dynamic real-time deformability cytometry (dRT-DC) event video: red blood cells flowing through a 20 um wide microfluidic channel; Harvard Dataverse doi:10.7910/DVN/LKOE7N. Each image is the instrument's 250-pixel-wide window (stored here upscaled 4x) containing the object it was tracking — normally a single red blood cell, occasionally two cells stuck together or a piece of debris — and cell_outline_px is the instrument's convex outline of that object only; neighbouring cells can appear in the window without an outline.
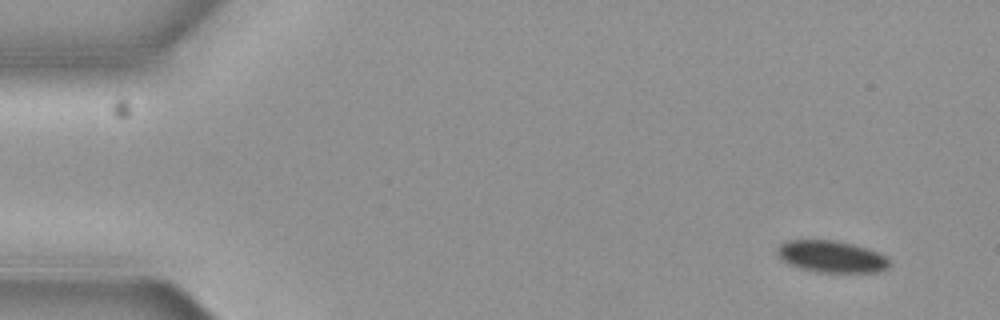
{"species": "common noctule bat (a hibernating species)", "species_latin": "Nyctalus noctula", "temperature_condition": "cold", "stored_images_in_passage": 7, "camera_frame_rate_fps": 3000, "um_per_image_px": 0.085, "animal": {"sex": "female", "body_mass_g": 19.3, "forearm_length_mm": 54.1}, "frame": {"image": 1, "passage_image": 1, "time_ms": 0.0, "image_size_px": [1000, 320], "cell_outline_px": [[892, 264], [888, 268], [880, 272], [816, 272], [800, 268], [788, 264], [776, 252], [776, 248], [784, 240], [836, 240], [868, 248], [884, 256]], "centroid_in_image_um": [70.67, 21.81], "position_along_channel_um": 14.3, "area_um2": 20.87}}
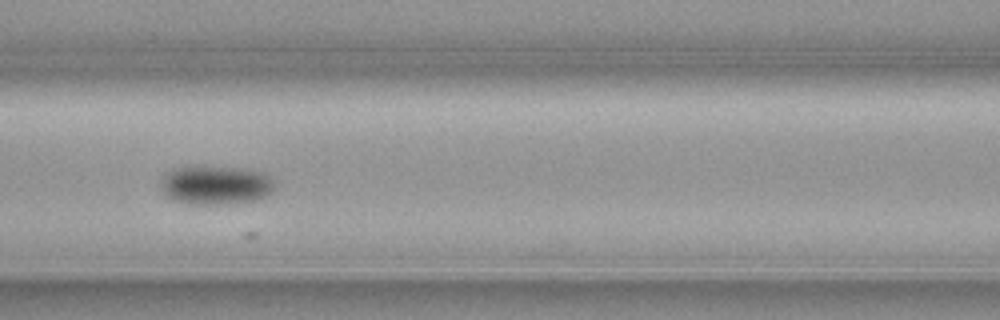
{"frame": {"image": 2, "passage_image": 7, "time_ms": 2.0, "image_size_px": [1000, 320], "cell_outline_px": [[272, 192], [264, 196], [252, 200], [224, 204], [188, 204], [172, 200], [160, 188], [160, 180], [168, 172], [180, 168], [244, 168], [264, 172], [272, 180]], "centroid_in_image_um": [18.31, 15.76], "position_along_channel_um": 148.3, "area_um2": 25.14}}